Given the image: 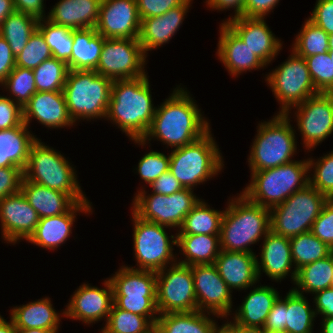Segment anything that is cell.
Segmentation results:
<instances>
[{"label": "cell", "instance_id": "91938a15", "mask_svg": "<svg viewBox=\"0 0 333 333\" xmlns=\"http://www.w3.org/2000/svg\"><path fill=\"white\" fill-rule=\"evenodd\" d=\"M16 66V57L11 47L0 35V84L7 78Z\"/></svg>", "mask_w": 333, "mask_h": 333}, {"label": "cell", "instance_id": "8c879c8a", "mask_svg": "<svg viewBox=\"0 0 333 333\" xmlns=\"http://www.w3.org/2000/svg\"><path fill=\"white\" fill-rule=\"evenodd\" d=\"M329 49H333V33L328 36Z\"/></svg>", "mask_w": 333, "mask_h": 333}, {"label": "cell", "instance_id": "3957f363", "mask_svg": "<svg viewBox=\"0 0 333 333\" xmlns=\"http://www.w3.org/2000/svg\"><path fill=\"white\" fill-rule=\"evenodd\" d=\"M270 231V209L249 201L242 193L231 199L224 211L220 229L221 250L252 252L255 244Z\"/></svg>", "mask_w": 333, "mask_h": 333}, {"label": "cell", "instance_id": "44dd1931", "mask_svg": "<svg viewBox=\"0 0 333 333\" xmlns=\"http://www.w3.org/2000/svg\"><path fill=\"white\" fill-rule=\"evenodd\" d=\"M223 23H226L266 65L282 49V44L268 28L264 18L242 16L229 18Z\"/></svg>", "mask_w": 333, "mask_h": 333}, {"label": "cell", "instance_id": "f35d334b", "mask_svg": "<svg viewBox=\"0 0 333 333\" xmlns=\"http://www.w3.org/2000/svg\"><path fill=\"white\" fill-rule=\"evenodd\" d=\"M205 202L198 204L185 216L184 222L176 235H220L224 210L210 209Z\"/></svg>", "mask_w": 333, "mask_h": 333}, {"label": "cell", "instance_id": "11e5206c", "mask_svg": "<svg viewBox=\"0 0 333 333\" xmlns=\"http://www.w3.org/2000/svg\"><path fill=\"white\" fill-rule=\"evenodd\" d=\"M246 333H257L256 331H247Z\"/></svg>", "mask_w": 333, "mask_h": 333}, {"label": "cell", "instance_id": "ffe728a7", "mask_svg": "<svg viewBox=\"0 0 333 333\" xmlns=\"http://www.w3.org/2000/svg\"><path fill=\"white\" fill-rule=\"evenodd\" d=\"M104 289L83 284L74 292L63 316L78 319L87 324L109 317L113 300V288L110 279L105 280Z\"/></svg>", "mask_w": 333, "mask_h": 333}, {"label": "cell", "instance_id": "34e18365", "mask_svg": "<svg viewBox=\"0 0 333 333\" xmlns=\"http://www.w3.org/2000/svg\"><path fill=\"white\" fill-rule=\"evenodd\" d=\"M148 333H159L158 330L154 327L151 331H149Z\"/></svg>", "mask_w": 333, "mask_h": 333}, {"label": "cell", "instance_id": "680465c9", "mask_svg": "<svg viewBox=\"0 0 333 333\" xmlns=\"http://www.w3.org/2000/svg\"><path fill=\"white\" fill-rule=\"evenodd\" d=\"M279 0H245L244 17L265 18Z\"/></svg>", "mask_w": 333, "mask_h": 333}, {"label": "cell", "instance_id": "89a4df30", "mask_svg": "<svg viewBox=\"0 0 333 333\" xmlns=\"http://www.w3.org/2000/svg\"><path fill=\"white\" fill-rule=\"evenodd\" d=\"M58 330H45V329H22L16 328V333H57Z\"/></svg>", "mask_w": 333, "mask_h": 333}, {"label": "cell", "instance_id": "8d00e7d4", "mask_svg": "<svg viewBox=\"0 0 333 333\" xmlns=\"http://www.w3.org/2000/svg\"><path fill=\"white\" fill-rule=\"evenodd\" d=\"M38 22V18L15 10L1 24L0 35L7 41L15 57L37 30Z\"/></svg>", "mask_w": 333, "mask_h": 333}, {"label": "cell", "instance_id": "f1b7e54d", "mask_svg": "<svg viewBox=\"0 0 333 333\" xmlns=\"http://www.w3.org/2000/svg\"><path fill=\"white\" fill-rule=\"evenodd\" d=\"M279 293L269 286L255 287L245 297L244 302L236 311L234 322L247 331L263 328L266 318L272 309Z\"/></svg>", "mask_w": 333, "mask_h": 333}, {"label": "cell", "instance_id": "2644e50d", "mask_svg": "<svg viewBox=\"0 0 333 333\" xmlns=\"http://www.w3.org/2000/svg\"><path fill=\"white\" fill-rule=\"evenodd\" d=\"M257 333H285V332H276V331H269L263 328L256 330Z\"/></svg>", "mask_w": 333, "mask_h": 333}, {"label": "cell", "instance_id": "4fadbf2b", "mask_svg": "<svg viewBox=\"0 0 333 333\" xmlns=\"http://www.w3.org/2000/svg\"><path fill=\"white\" fill-rule=\"evenodd\" d=\"M134 221V251L138 270L158 272L167 267L171 260L177 261L173 256V245H177V236L166 233L167 226L142 220L132 211Z\"/></svg>", "mask_w": 333, "mask_h": 333}, {"label": "cell", "instance_id": "ab89813d", "mask_svg": "<svg viewBox=\"0 0 333 333\" xmlns=\"http://www.w3.org/2000/svg\"><path fill=\"white\" fill-rule=\"evenodd\" d=\"M303 294L289 290L285 297V333H312L316 313Z\"/></svg>", "mask_w": 333, "mask_h": 333}, {"label": "cell", "instance_id": "db71d44e", "mask_svg": "<svg viewBox=\"0 0 333 333\" xmlns=\"http://www.w3.org/2000/svg\"><path fill=\"white\" fill-rule=\"evenodd\" d=\"M23 170L19 167L0 168V200L21 189Z\"/></svg>", "mask_w": 333, "mask_h": 333}, {"label": "cell", "instance_id": "e575fe53", "mask_svg": "<svg viewBox=\"0 0 333 333\" xmlns=\"http://www.w3.org/2000/svg\"><path fill=\"white\" fill-rule=\"evenodd\" d=\"M201 311L160 314L155 323L159 333H213L215 321Z\"/></svg>", "mask_w": 333, "mask_h": 333}, {"label": "cell", "instance_id": "f5cc1de1", "mask_svg": "<svg viewBox=\"0 0 333 333\" xmlns=\"http://www.w3.org/2000/svg\"><path fill=\"white\" fill-rule=\"evenodd\" d=\"M186 0H136L140 19L157 17L169 9L183 4Z\"/></svg>", "mask_w": 333, "mask_h": 333}, {"label": "cell", "instance_id": "003e7915", "mask_svg": "<svg viewBox=\"0 0 333 333\" xmlns=\"http://www.w3.org/2000/svg\"><path fill=\"white\" fill-rule=\"evenodd\" d=\"M0 333H16V327L12 320L7 322L0 316Z\"/></svg>", "mask_w": 333, "mask_h": 333}, {"label": "cell", "instance_id": "9a60e30c", "mask_svg": "<svg viewBox=\"0 0 333 333\" xmlns=\"http://www.w3.org/2000/svg\"><path fill=\"white\" fill-rule=\"evenodd\" d=\"M146 57L138 38H104L95 71L111 80L139 78L146 75Z\"/></svg>", "mask_w": 333, "mask_h": 333}, {"label": "cell", "instance_id": "816d5d0a", "mask_svg": "<svg viewBox=\"0 0 333 333\" xmlns=\"http://www.w3.org/2000/svg\"><path fill=\"white\" fill-rule=\"evenodd\" d=\"M23 123V108L10 97L0 96V130L15 128Z\"/></svg>", "mask_w": 333, "mask_h": 333}, {"label": "cell", "instance_id": "e0dca14e", "mask_svg": "<svg viewBox=\"0 0 333 333\" xmlns=\"http://www.w3.org/2000/svg\"><path fill=\"white\" fill-rule=\"evenodd\" d=\"M197 310L227 317L231 312V290L221 278L214 264L192 265ZM205 311H204V310ZM209 310V311H208Z\"/></svg>", "mask_w": 333, "mask_h": 333}, {"label": "cell", "instance_id": "7bdbcfd3", "mask_svg": "<svg viewBox=\"0 0 333 333\" xmlns=\"http://www.w3.org/2000/svg\"><path fill=\"white\" fill-rule=\"evenodd\" d=\"M155 325L145 316L118 308L114 303L102 333H148Z\"/></svg>", "mask_w": 333, "mask_h": 333}, {"label": "cell", "instance_id": "94428289", "mask_svg": "<svg viewBox=\"0 0 333 333\" xmlns=\"http://www.w3.org/2000/svg\"><path fill=\"white\" fill-rule=\"evenodd\" d=\"M315 313L323 317H333V287L314 293Z\"/></svg>", "mask_w": 333, "mask_h": 333}, {"label": "cell", "instance_id": "5bb4252c", "mask_svg": "<svg viewBox=\"0 0 333 333\" xmlns=\"http://www.w3.org/2000/svg\"><path fill=\"white\" fill-rule=\"evenodd\" d=\"M170 266L168 270L166 267L156 272L158 314L197 311L191 266L180 263H172Z\"/></svg>", "mask_w": 333, "mask_h": 333}, {"label": "cell", "instance_id": "83f0119b", "mask_svg": "<svg viewBox=\"0 0 333 333\" xmlns=\"http://www.w3.org/2000/svg\"><path fill=\"white\" fill-rule=\"evenodd\" d=\"M101 0H60L47 20L71 30L95 28Z\"/></svg>", "mask_w": 333, "mask_h": 333}, {"label": "cell", "instance_id": "7402d4cb", "mask_svg": "<svg viewBox=\"0 0 333 333\" xmlns=\"http://www.w3.org/2000/svg\"><path fill=\"white\" fill-rule=\"evenodd\" d=\"M31 118L51 128L74 124L69 116L63 91H37L23 108V121L27 126Z\"/></svg>", "mask_w": 333, "mask_h": 333}, {"label": "cell", "instance_id": "f907efd6", "mask_svg": "<svg viewBox=\"0 0 333 333\" xmlns=\"http://www.w3.org/2000/svg\"><path fill=\"white\" fill-rule=\"evenodd\" d=\"M311 232L333 250V199H328L325 203Z\"/></svg>", "mask_w": 333, "mask_h": 333}, {"label": "cell", "instance_id": "11a10c76", "mask_svg": "<svg viewBox=\"0 0 333 333\" xmlns=\"http://www.w3.org/2000/svg\"><path fill=\"white\" fill-rule=\"evenodd\" d=\"M315 25L322 28L328 35L333 33V0H317L309 18Z\"/></svg>", "mask_w": 333, "mask_h": 333}, {"label": "cell", "instance_id": "f6af8a7d", "mask_svg": "<svg viewBox=\"0 0 333 333\" xmlns=\"http://www.w3.org/2000/svg\"><path fill=\"white\" fill-rule=\"evenodd\" d=\"M10 93L15 96V103L22 108L29 102L30 98L37 92L35 87L34 72L32 69L17 67L1 83Z\"/></svg>", "mask_w": 333, "mask_h": 333}, {"label": "cell", "instance_id": "681fc988", "mask_svg": "<svg viewBox=\"0 0 333 333\" xmlns=\"http://www.w3.org/2000/svg\"><path fill=\"white\" fill-rule=\"evenodd\" d=\"M170 156L163 153L150 151L139 161L137 171L141 178L152 184L161 174L169 171Z\"/></svg>", "mask_w": 333, "mask_h": 333}, {"label": "cell", "instance_id": "4dcf8cb0", "mask_svg": "<svg viewBox=\"0 0 333 333\" xmlns=\"http://www.w3.org/2000/svg\"><path fill=\"white\" fill-rule=\"evenodd\" d=\"M25 123L0 130V168L19 167L24 170L31 145L38 139L28 131Z\"/></svg>", "mask_w": 333, "mask_h": 333}, {"label": "cell", "instance_id": "a7ac6f4b", "mask_svg": "<svg viewBox=\"0 0 333 333\" xmlns=\"http://www.w3.org/2000/svg\"><path fill=\"white\" fill-rule=\"evenodd\" d=\"M322 319L321 333H333V317H323Z\"/></svg>", "mask_w": 333, "mask_h": 333}, {"label": "cell", "instance_id": "d6986e66", "mask_svg": "<svg viewBox=\"0 0 333 333\" xmlns=\"http://www.w3.org/2000/svg\"><path fill=\"white\" fill-rule=\"evenodd\" d=\"M0 220L4 240L16 243L29 239L40 218L20 190L0 200Z\"/></svg>", "mask_w": 333, "mask_h": 333}, {"label": "cell", "instance_id": "4316f807", "mask_svg": "<svg viewBox=\"0 0 333 333\" xmlns=\"http://www.w3.org/2000/svg\"><path fill=\"white\" fill-rule=\"evenodd\" d=\"M260 255L261 263L257 259L258 278L263 270L269 278L281 282L292 268L291 245L287 237L269 231L264 237Z\"/></svg>", "mask_w": 333, "mask_h": 333}, {"label": "cell", "instance_id": "e7e4bbea", "mask_svg": "<svg viewBox=\"0 0 333 333\" xmlns=\"http://www.w3.org/2000/svg\"><path fill=\"white\" fill-rule=\"evenodd\" d=\"M247 330H245L242 326L238 325L235 322L230 321V323L227 321V323L223 324L220 327L217 326L215 322V327L213 330V333H246Z\"/></svg>", "mask_w": 333, "mask_h": 333}, {"label": "cell", "instance_id": "277c9868", "mask_svg": "<svg viewBox=\"0 0 333 333\" xmlns=\"http://www.w3.org/2000/svg\"><path fill=\"white\" fill-rule=\"evenodd\" d=\"M308 171H310L308 159L292 161L271 169L252 171V181L242 194L249 201L271 209L309 184V176L306 175Z\"/></svg>", "mask_w": 333, "mask_h": 333}, {"label": "cell", "instance_id": "be15d7a7", "mask_svg": "<svg viewBox=\"0 0 333 333\" xmlns=\"http://www.w3.org/2000/svg\"><path fill=\"white\" fill-rule=\"evenodd\" d=\"M206 3L212 9L224 10L234 8L235 15L232 18L242 17L245 0H207Z\"/></svg>", "mask_w": 333, "mask_h": 333}, {"label": "cell", "instance_id": "f546056e", "mask_svg": "<svg viewBox=\"0 0 333 333\" xmlns=\"http://www.w3.org/2000/svg\"><path fill=\"white\" fill-rule=\"evenodd\" d=\"M20 190L40 219L64 214L77 203L67 193L27 181L25 178Z\"/></svg>", "mask_w": 333, "mask_h": 333}, {"label": "cell", "instance_id": "d6a6232c", "mask_svg": "<svg viewBox=\"0 0 333 333\" xmlns=\"http://www.w3.org/2000/svg\"><path fill=\"white\" fill-rule=\"evenodd\" d=\"M11 320L16 328L58 330L59 314L49 298L39 299L11 310Z\"/></svg>", "mask_w": 333, "mask_h": 333}, {"label": "cell", "instance_id": "7dc6e473", "mask_svg": "<svg viewBox=\"0 0 333 333\" xmlns=\"http://www.w3.org/2000/svg\"><path fill=\"white\" fill-rule=\"evenodd\" d=\"M51 57L49 46L42 33L37 29L31 35L24 49L16 56V66L33 70Z\"/></svg>", "mask_w": 333, "mask_h": 333}, {"label": "cell", "instance_id": "6125c7cd", "mask_svg": "<svg viewBox=\"0 0 333 333\" xmlns=\"http://www.w3.org/2000/svg\"><path fill=\"white\" fill-rule=\"evenodd\" d=\"M15 10L44 19V0H13ZM44 14V15H43Z\"/></svg>", "mask_w": 333, "mask_h": 333}, {"label": "cell", "instance_id": "74e56055", "mask_svg": "<svg viewBox=\"0 0 333 333\" xmlns=\"http://www.w3.org/2000/svg\"><path fill=\"white\" fill-rule=\"evenodd\" d=\"M294 271L291 273V279L295 281L297 270L301 267L324 259L329 256L333 250L322 242L311 231L289 238Z\"/></svg>", "mask_w": 333, "mask_h": 333}, {"label": "cell", "instance_id": "2e32d148", "mask_svg": "<svg viewBox=\"0 0 333 333\" xmlns=\"http://www.w3.org/2000/svg\"><path fill=\"white\" fill-rule=\"evenodd\" d=\"M297 107V108H296ZM297 126L305 147L317 146L333 132V93H322L307 98L295 106Z\"/></svg>", "mask_w": 333, "mask_h": 333}, {"label": "cell", "instance_id": "6da1fadb", "mask_svg": "<svg viewBox=\"0 0 333 333\" xmlns=\"http://www.w3.org/2000/svg\"><path fill=\"white\" fill-rule=\"evenodd\" d=\"M177 87L166 101L155 110L151 125L141 140H134L140 145L146 144L151 138L170 147L189 145L210 131L209 123L204 120L198 105L184 91Z\"/></svg>", "mask_w": 333, "mask_h": 333}, {"label": "cell", "instance_id": "d4e9b609", "mask_svg": "<svg viewBox=\"0 0 333 333\" xmlns=\"http://www.w3.org/2000/svg\"><path fill=\"white\" fill-rule=\"evenodd\" d=\"M220 27L216 53L231 75L266 66L226 23Z\"/></svg>", "mask_w": 333, "mask_h": 333}, {"label": "cell", "instance_id": "ee69618b", "mask_svg": "<svg viewBox=\"0 0 333 333\" xmlns=\"http://www.w3.org/2000/svg\"><path fill=\"white\" fill-rule=\"evenodd\" d=\"M328 34L309 19L304 23L294 42L293 51L306 58L328 52Z\"/></svg>", "mask_w": 333, "mask_h": 333}, {"label": "cell", "instance_id": "b9f144b4", "mask_svg": "<svg viewBox=\"0 0 333 333\" xmlns=\"http://www.w3.org/2000/svg\"><path fill=\"white\" fill-rule=\"evenodd\" d=\"M39 92L63 91L69 68L66 62L51 57L33 69Z\"/></svg>", "mask_w": 333, "mask_h": 333}, {"label": "cell", "instance_id": "60d3db41", "mask_svg": "<svg viewBox=\"0 0 333 333\" xmlns=\"http://www.w3.org/2000/svg\"><path fill=\"white\" fill-rule=\"evenodd\" d=\"M49 46L52 57L67 63L72 54L73 36L72 30L49 20L39 19L38 28Z\"/></svg>", "mask_w": 333, "mask_h": 333}, {"label": "cell", "instance_id": "6f0895ef", "mask_svg": "<svg viewBox=\"0 0 333 333\" xmlns=\"http://www.w3.org/2000/svg\"><path fill=\"white\" fill-rule=\"evenodd\" d=\"M150 186L153 189V193L161 195H171L184 189L170 171L161 174Z\"/></svg>", "mask_w": 333, "mask_h": 333}, {"label": "cell", "instance_id": "c3c4849f", "mask_svg": "<svg viewBox=\"0 0 333 333\" xmlns=\"http://www.w3.org/2000/svg\"><path fill=\"white\" fill-rule=\"evenodd\" d=\"M308 165L309 169H315L313 177L309 176V184L329 199H333V151L320 157L317 162L308 159Z\"/></svg>", "mask_w": 333, "mask_h": 333}, {"label": "cell", "instance_id": "7c38bea8", "mask_svg": "<svg viewBox=\"0 0 333 333\" xmlns=\"http://www.w3.org/2000/svg\"><path fill=\"white\" fill-rule=\"evenodd\" d=\"M145 190L134 197L132 211L142 220L167 227L180 228L185 216L198 204L192 189L184 188L171 195L152 193L146 196Z\"/></svg>", "mask_w": 333, "mask_h": 333}, {"label": "cell", "instance_id": "9c48e42d", "mask_svg": "<svg viewBox=\"0 0 333 333\" xmlns=\"http://www.w3.org/2000/svg\"><path fill=\"white\" fill-rule=\"evenodd\" d=\"M328 199L308 184L270 209V231L287 238L311 231Z\"/></svg>", "mask_w": 333, "mask_h": 333}, {"label": "cell", "instance_id": "8fae6325", "mask_svg": "<svg viewBox=\"0 0 333 333\" xmlns=\"http://www.w3.org/2000/svg\"><path fill=\"white\" fill-rule=\"evenodd\" d=\"M290 58L266 77L274 96L282 104L279 114L289 115L295 107L319 92L307 68L305 58L292 50Z\"/></svg>", "mask_w": 333, "mask_h": 333}, {"label": "cell", "instance_id": "603a6c76", "mask_svg": "<svg viewBox=\"0 0 333 333\" xmlns=\"http://www.w3.org/2000/svg\"><path fill=\"white\" fill-rule=\"evenodd\" d=\"M214 265L230 290H246L259 281L254 253L221 250Z\"/></svg>", "mask_w": 333, "mask_h": 333}, {"label": "cell", "instance_id": "7a4b0ae2", "mask_svg": "<svg viewBox=\"0 0 333 333\" xmlns=\"http://www.w3.org/2000/svg\"><path fill=\"white\" fill-rule=\"evenodd\" d=\"M147 74L135 79L113 80L106 118L113 120L132 140L147 133L156 107Z\"/></svg>", "mask_w": 333, "mask_h": 333}, {"label": "cell", "instance_id": "ba28073f", "mask_svg": "<svg viewBox=\"0 0 333 333\" xmlns=\"http://www.w3.org/2000/svg\"><path fill=\"white\" fill-rule=\"evenodd\" d=\"M289 120L288 115L277 114L272 120L259 124L248 159L251 171L271 169L294 161L291 157L297 149L296 138Z\"/></svg>", "mask_w": 333, "mask_h": 333}, {"label": "cell", "instance_id": "484cf974", "mask_svg": "<svg viewBox=\"0 0 333 333\" xmlns=\"http://www.w3.org/2000/svg\"><path fill=\"white\" fill-rule=\"evenodd\" d=\"M91 212L90 202H77L68 212L39 220L35 232L27 241L42 248L55 249L67 241L71 227L75 222L76 212Z\"/></svg>", "mask_w": 333, "mask_h": 333}, {"label": "cell", "instance_id": "5b68a950", "mask_svg": "<svg viewBox=\"0 0 333 333\" xmlns=\"http://www.w3.org/2000/svg\"><path fill=\"white\" fill-rule=\"evenodd\" d=\"M113 80L95 70H69L63 93L69 116L77 119L105 118Z\"/></svg>", "mask_w": 333, "mask_h": 333}, {"label": "cell", "instance_id": "836d02e7", "mask_svg": "<svg viewBox=\"0 0 333 333\" xmlns=\"http://www.w3.org/2000/svg\"><path fill=\"white\" fill-rule=\"evenodd\" d=\"M177 246L181 248L185 260L178 261L183 265L214 264L221 251L220 235H176Z\"/></svg>", "mask_w": 333, "mask_h": 333}, {"label": "cell", "instance_id": "753ad0ef", "mask_svg": "<svg viewBox=\"0 0 333 333\" xmlns=\"http://www.w3.org/2000/svg\"><path fill=\"white\" fill-rule=\"evenodd\" d=\"M328 53L331 59H333V49H328Z\"/></svg>", "mask_w": 333, "mask_h": 333}, {"label": "cell", "instance_id": "30bf717a", "mask_svg": "<svg viewBox=\"0 0 333 333\" xmlns=\"http://www.w3.org/2000/svg\"><path fill=\"white\" fill-rule=\"evenodd\" d=\"M114 304L123 310L147 317L154 325L156 307V272L123 266L109 278Z\"/></svg>", "mask_w": 333, "mask_h": 333}, {"label": "cell", "instance_id": "52a82bcc", "mask_svg": "<svg viewBox=\"0 0 333 333\" xmlns=\"http://www.w3.org/2000/svg\"><path fill=\"white\" fill-rule=\"evenodd\" d=\"M210 132L189 145L174 148L169 154V171L183 188L193 189L223 168V157Z\"/></svg>", "mask_w": 333, "mask_h": 333}, {"label": "cell", "instance_id": "ac0fdd59", "mask_svg": "<svg viewBox=\"0 0 333 333\" xmlns=\"http://www.w3.org/2000/svg\"><path fill=\"white\" fill-rule=\"evenodd\" d=\"M141 19L136 0H101L95 26L104 38H139Z\"/></svg>", "mask_w": 333, "mask_h": 333}, {"label": "cell", "instance_id": "bcb514c9", "mask_svg": "<svg viewBox=\"0 0 333 333\" xmlns=\"http://www.w3.org/2000/svg\"><path fill=\"white\" fill-rule=\"evenodd\" d=\"M305 61L316 90L333 93V59L329 53L308 56Z\"/></svg>", "mask_w": 333, "mask_h": 333}, {"label": "cell", "instance_id": "cb8c5ba5", "mask_svg": "<svg viewBox=\"0 0 333 333\" xmlns=\"http://www.w3.org/2000/svg\"><path fill=\"white\" fill-rule=\"evenodd\" d=\"M191 0H186L183 4L169 9L165 14L157 17H149L141 20L139 43L144 54L167 43L178 31L184 16L190 6Z\"/></svg>", "mask_w": 333, "mask_h": 333}, {"label": "cell", "instance_id": "03108f58", "mask_svg": "<svg viewBox=\"0 0 333 333\" xmlns=\"http://www.w3.org/2000/svg\"><path fill=\"white\" fill-rule=\"evenodd\" d=\"M15 11L13 0H0V26L3 21Z\"/></svg>", "mask_w": 333, "mask_h": 333}, {"label": "cell", "instance_id": "9f6ffc18", "mask_svg": "<svg viewBox=\"0 0 333 333\" xmlns=\"http://www.w3.org/2000/svg\"><path fill=\"white\" fill-rule=\"evenodd\" d=\"M285 327V298L281 299L279 296L266 318L263 329L285 332Z\"/></svg>", "mask_w": 333, "mask_h": 333}, {"label": "cell", "instance_id": "8992f818", "mask_svg": "<svg viewBox=\"0 0 333 333\" xmlns=\"http://www.w3.org/2000/svg\"><path fill=\"white\" fill-rule=\"evenodd\" d=\"M37 139L30 148L23 178L47 188L69 194L76 202H89L83 194L74 168L53 148Z\"/></svg>", "mask_w": 333, "mask_h": 333}, {"label": "cell", "instance_id": "1f68e13d", "mask_svg": "<svg viewBox=\"0 0 333 333\" xmlns=\"http://www.w3.org/2000/svg\"><path fill=\"white\" fill-rule=\"evenodd\" d=\"M73 46L69 70H95L98 66L104 37L95 28L72 30Z\"/></svg>", "mask_w": 333, "mask_h": 333}, {"label": "cell", "instance_id": "d590c367", "mask_svg": "<svg viewBox=\"0 0 333 333\" xmlns=\"http://www.w3.org/2000/svg\"><path fill=\"white\" fill-rule=\"evenodd\" d=\"M332 276L333 252L324 259L317 260L298 269L294 281L298 288L292 289L299 294H304L303 292H312L314 294L317 291L332 287Z\"/></svg>", "mask_w": 333, "mask_h": 333}]
</instances>
